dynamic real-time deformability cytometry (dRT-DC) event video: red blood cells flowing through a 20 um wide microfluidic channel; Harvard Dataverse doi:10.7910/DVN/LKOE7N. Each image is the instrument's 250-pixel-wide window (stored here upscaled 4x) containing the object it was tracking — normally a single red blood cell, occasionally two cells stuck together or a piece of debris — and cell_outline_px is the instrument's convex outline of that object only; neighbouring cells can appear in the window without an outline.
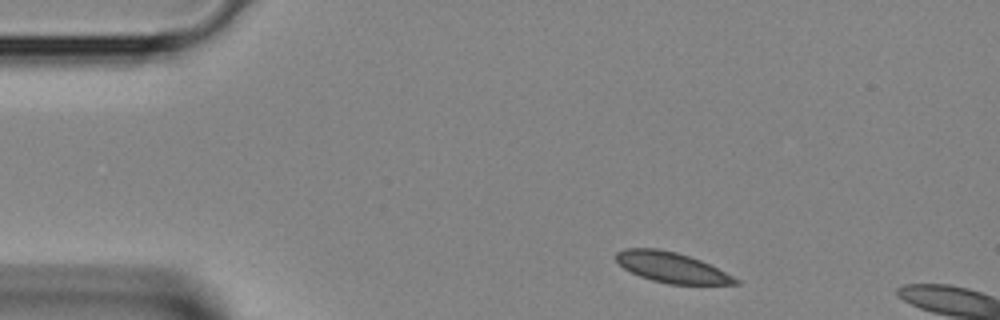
{"species": "Egyptian fruit bat (a non-hibernating species)", "species_latin": "Rousettus aegyptiacus", "temperature_condition": "room temperature", "stored_images_in_passage": 2, "camera_frame_rate_fps": 3000, "um_per_image_px": 0.085, "animal": {"sex": "female"}, "frame": {"image": 1, "passage_image": 1, "time_ms": 0.0, "image_size_px": [1000, 320], "cell_outline_px": [[740, 284], [668, 284], [652, 280], [640, 276], [624, 268], [616, 260], [616, 252], [624, 248], [656, 248], [676, 252], [700, 260], [740, 280]], "centroid_in_image_um": [57.06, 22.73], "position_along_channel_um": 27.9, "area_um2": 20.81}}